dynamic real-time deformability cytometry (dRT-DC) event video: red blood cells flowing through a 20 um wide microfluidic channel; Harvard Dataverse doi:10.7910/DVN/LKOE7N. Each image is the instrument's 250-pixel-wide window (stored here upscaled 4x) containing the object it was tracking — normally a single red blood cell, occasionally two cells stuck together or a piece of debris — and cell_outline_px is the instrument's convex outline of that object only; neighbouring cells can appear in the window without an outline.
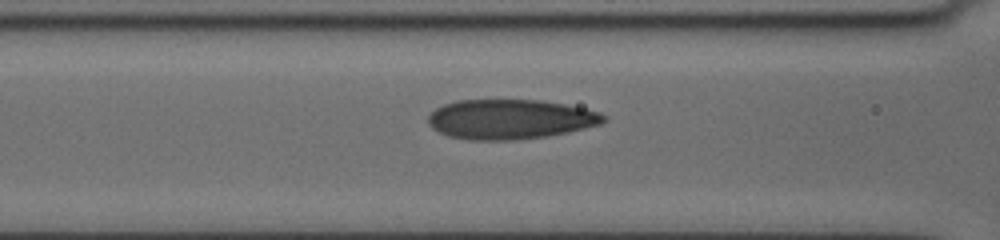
{"species": "human", "species_latin": "Homo sapiens", "temperature_condition": "cold", "stored_images_in_passage": 13, "camera_frame_rate_fps": 3000, "um_per_image_px": 0.085, "donor": {"sex": "female"}, "frame": {"image": 1, "passage_image": 7, "time_ms": 2.0, "image_size_px": [1000, 240], "cell_outline_px": [[608, 120], [600, 124], [568, 132], [544, 136], [512, 140], [472, 140], [448, 136], [432, 128], [428, 124], [428, 116], [436, 108], [444, 104], [456, 100], [540, 100], [564, 104], [584, 108], [600, 112]], "centroid_in_image_um": [43.35, 10.13], "position_along_channel_um": 123.3, "area_um2": 40.52}}
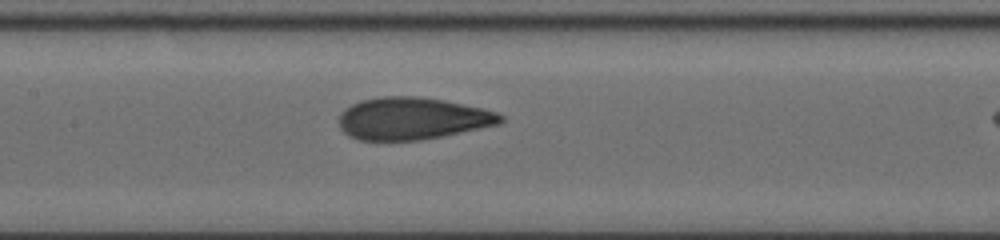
{"frame": {"image": 2, "passage_image": 10, "time_ms": 3.333, "image_size_px": [1000, 240], "cell_outline_px": [[504, 120], [500, 124], [420, 140], [360, 140], [348, 136], [340, 128], [340, 112], [344, 108], [360, 100], [380, 96], [416, 96], [444, 100], [480, 108], [496, 112], [504, 116]], "centroid_in_image_um": [35.01, 10.06], "position_along_channel_um": 172.4, "area_um2": 39.59}}